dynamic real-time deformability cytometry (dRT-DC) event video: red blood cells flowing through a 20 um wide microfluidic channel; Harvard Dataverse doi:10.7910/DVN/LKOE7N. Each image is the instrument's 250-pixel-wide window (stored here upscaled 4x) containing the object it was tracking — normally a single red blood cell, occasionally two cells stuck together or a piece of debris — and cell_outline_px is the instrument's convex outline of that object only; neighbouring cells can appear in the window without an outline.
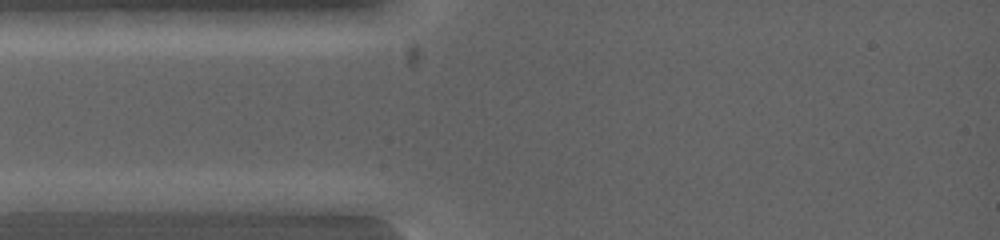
{"species": "common noctule bat (a hibernating species)", "species_latin": "Nyctalus noctula", "temperature_condition": "warm", "stored_images_in_passage": 3, "camera_frame_rate_fps": 5000, "um_per_image_px": 0.085, "animal": {"sex": "female", "body_mass_g": 19.0, "forearm_length_mm": 53.3}, "frame": {"image": 1, "passage_image": 1, "time_ms": 0.0, "image_size_px": [1000, 240], "cell_outline_px": [[128, 200], [112, 212], [20, 212], [12, 200], [28, 192], [80, 192]], "centroid_in_image_um": [5.64, 17.21], "position_along_channel_um": 79.4, "area_um2": 13.87}}